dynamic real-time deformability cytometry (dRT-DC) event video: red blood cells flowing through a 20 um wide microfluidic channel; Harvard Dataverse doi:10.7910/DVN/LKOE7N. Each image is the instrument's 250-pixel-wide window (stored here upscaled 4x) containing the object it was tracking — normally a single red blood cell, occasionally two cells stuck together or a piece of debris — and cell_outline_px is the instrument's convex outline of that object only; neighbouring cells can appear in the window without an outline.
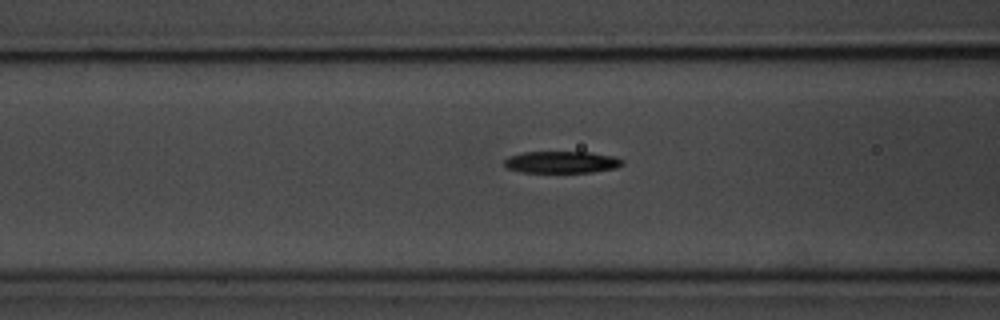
{"species": "common noctule bat (a hibernating species)", "species_latin": "Nyctalus noctula", "temperature_condition": "room temperature", "stored_images_in_passage": 45, "camera_frame_rate_fps": 3000, "um_per_image_px": 0.085, "animal": {"sex": "male", "body_mass_g": 20.1, "forearm_length_mm": 53.5}, "frame": {"image": 1, "passage_image": 17, "time_ms": 5.333, "image_size_px": [1000, 320], "cell_outline_px": [[624, 164], [616, 168], [592, 172], [520, 172], [508, 168], [504, 164], [504, 160], [508, 156], [524, 152], [588, 152], [612, 156], [624, 160]], "centroid_in_image_um": [47.74, 13.78], "position_along_channel_um": 118.9, "area_um2": 15.03}}
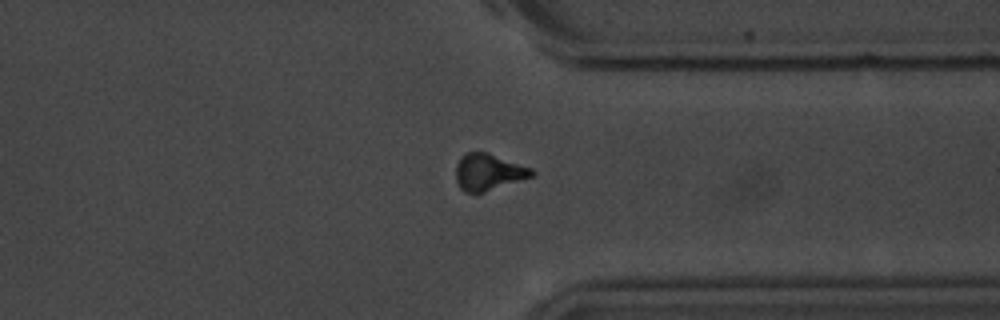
{"frame": {"image": 2, "passage_image": 38, "time_ms": 12.333, "image_size_px": [1000, 320], "cell_outline_px": [[536, 172], [532, 176], [476, 196], [464, 192], [460, 188], [456, 180], [456, 164], [460, 156], [468, 152], [488, 152], [532, 168]], "centroid_in_image_um": [41.49, 14.66], "position_along_channel_um": 369.9, "area_um2": 16.65}}
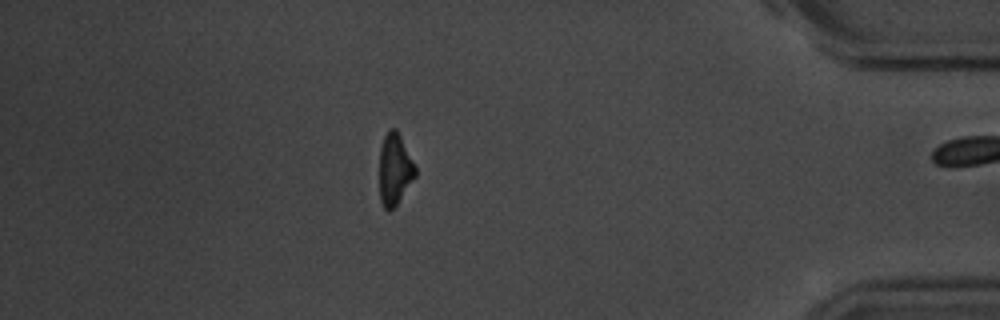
{"frame": {"image": 3, "passage_image": 44, "time_ms": 14.333, "image_size_px": [1000, 320], "cell_outline_px": [[416, 176], [396, 204], [388, 212], [384, 208], [380, 200], [380, 148], [384, 136], [388, 128], [396, 128], [416, 168]], "centroid_in_image_um": [33.53, 14.38], "position_along_channel_um": 401.7, "area_um2": 14.74}, "authors_computed_cell_mechanics": {"area_um2": 15.4904, "velocity_mm_per_s": 3.6117, "shape_relaxation_time_tau1_ms": 2.9408, "shape_relaxation_time_tau2_ms": 7.2992, "deformation_change_tau1": 0.1547, "deformation_change_tau2": 0.1708}}